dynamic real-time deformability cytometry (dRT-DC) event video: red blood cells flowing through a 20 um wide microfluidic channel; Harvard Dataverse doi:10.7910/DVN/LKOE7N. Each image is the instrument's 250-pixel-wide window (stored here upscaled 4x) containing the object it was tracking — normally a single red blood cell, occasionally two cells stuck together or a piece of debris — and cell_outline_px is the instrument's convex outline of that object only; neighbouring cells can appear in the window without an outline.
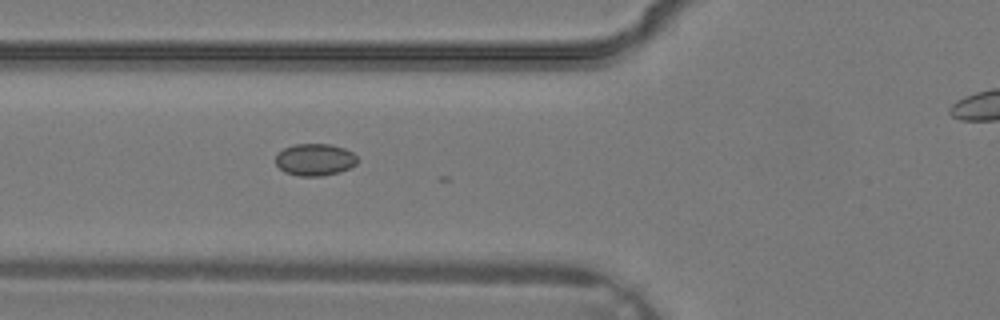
{"species": "common noctule bat (a hibernating species)", "species_latin": "Nyctalus noctula", "temperature_condition": "warm", "stored_images_in_passage": 18, "camera_frame_rate_fps": 3000, "um_per_image_px": 0.085, "animal": {"sex": "male", "body_mass_g": 19.2, "forearm_length_mm": 51.8}, "frame": {"image": 1, "passage_image": 7, "time_ms": 2.0, "image_size_px": [1000, 320], "cell_outline_px": [[356, 164], [340, 172], [320, 176], [300, 176], [284, 172], [276, 164], [276, 156], [284, 148], [296, 144], [332, 144], [344, 148], [352, 152], [356, 156]], "centroid_in_image_um": [26.76, 13.57], "position_along_channel_um": 99.0, "area_um2": 15.14}}
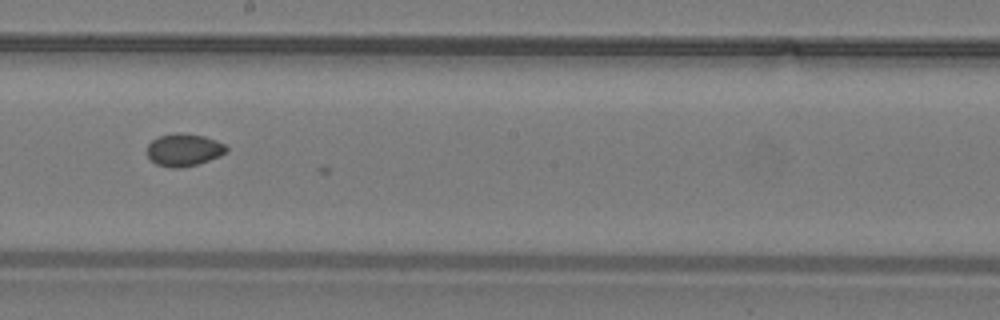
{"frame": {"image": 2, "passage_image": 14, "time_ms": 4.333, "image_size_px": [1000, 320], "cell_outline_px": [[228, 148], [220, 156], [196, 164], [180, 168], [172, 168], [156, 164], [148, 156], [148, 144], [152, 140], [160, 136], [176, 132], [204, 136], [216, 140], [224, 144]], "centroid_in_image_um": [15.62, 12.73], "position_along_channel_um": 232.6, "area_um2": 14.8}}
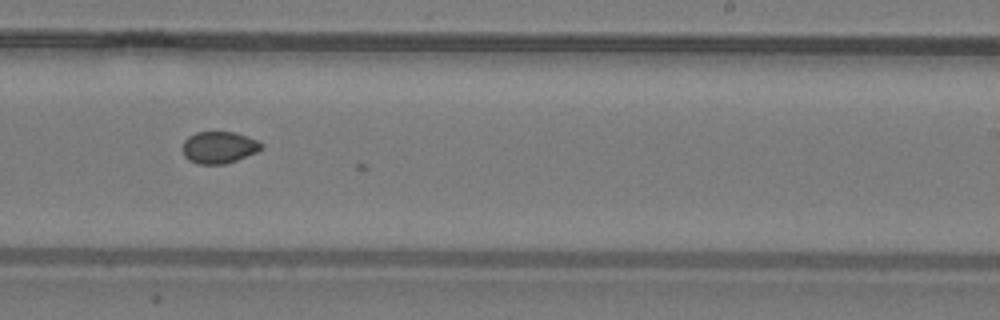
{"frame": {"image": 3, "passage_image": 16, "time_ms": 5.0, "image_size_px": [1000, 320], "cell_outline_px": [[264, 144], [256, 152], [236, 160], [224, 164], [196, 164], [188, 160], [184, 156], [184, 140], [188, 136], [196, 132], [236, 132], [248, 136]], "centroid_in_image_um": [18.6, 12.52], "position_along_channel_um": 270.4, "area_um2": 14.57}}